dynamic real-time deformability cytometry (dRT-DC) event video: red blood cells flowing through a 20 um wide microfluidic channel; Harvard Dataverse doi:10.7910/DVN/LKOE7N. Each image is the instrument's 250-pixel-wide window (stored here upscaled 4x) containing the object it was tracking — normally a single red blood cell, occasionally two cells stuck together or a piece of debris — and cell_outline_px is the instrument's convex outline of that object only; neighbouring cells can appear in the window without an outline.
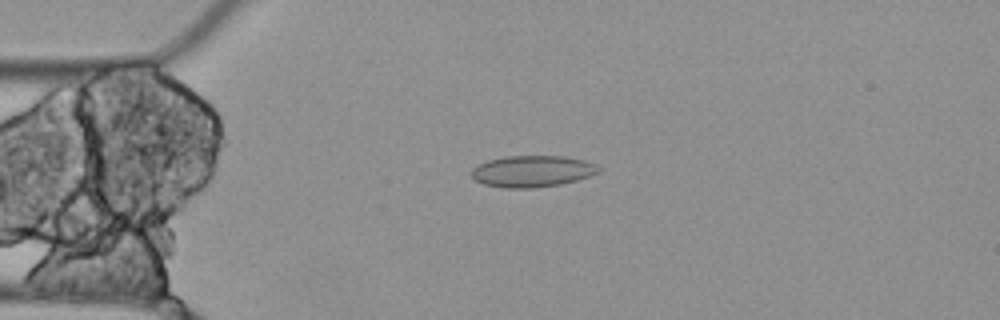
{"species": "Egyptian fruit bat (a non-hibernating species)", "species_latin": "Rousettus aegyptiacus", "temperature_condition": "cold", "stored_images_in_passage": 6, "camera_frame_rate_fps": 3000, "um_per_image_px": 0.085, "animal": {"sex": "female"}, "frame": {"image": 1, "passage_image": 4, "time_ms": 1.0, "image_size_px": [1000, 320], "cell_outline_px": [[604, 168], [600, 172], [576, 180], [560, 184], [532, 188], [500, 188], [484, 184], [476, 180], [468, 172], [472, 168], [488, 160], [508, 156], [564, 156], [584, 160], [596, 164]], "centroid_in_image_um": [45.25, 14.56], "position_along_channel_um": 39.7, "area_um2": 23.47}}
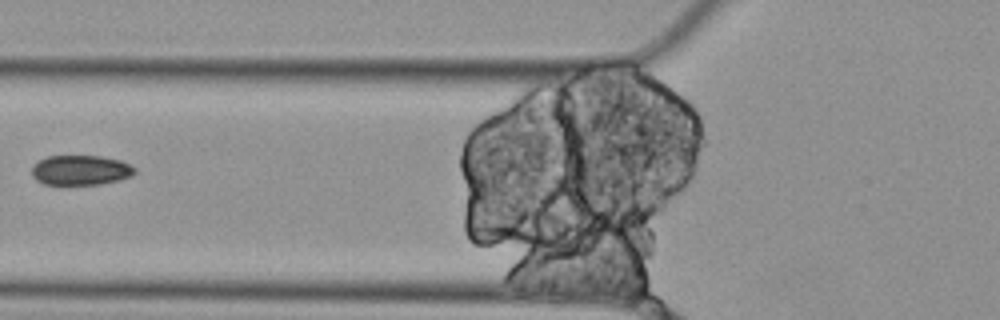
{"frame": {"image": 2, "passage_image": 6, "time_ms": 1.667, "image_size_px": [1000, 320], "cell_outline_px": [[136, 172], [132, 176], [120, 180], [100, 184], [44, 184], [36, 180], [32, 176], [32, 164], [48, 156], [100, 156], [120, 160], [136, 168]], "centroid_in_image_um": [6.86, 14.46], "position_along_channel_um": 118.9, "area_um2": 17.98}}